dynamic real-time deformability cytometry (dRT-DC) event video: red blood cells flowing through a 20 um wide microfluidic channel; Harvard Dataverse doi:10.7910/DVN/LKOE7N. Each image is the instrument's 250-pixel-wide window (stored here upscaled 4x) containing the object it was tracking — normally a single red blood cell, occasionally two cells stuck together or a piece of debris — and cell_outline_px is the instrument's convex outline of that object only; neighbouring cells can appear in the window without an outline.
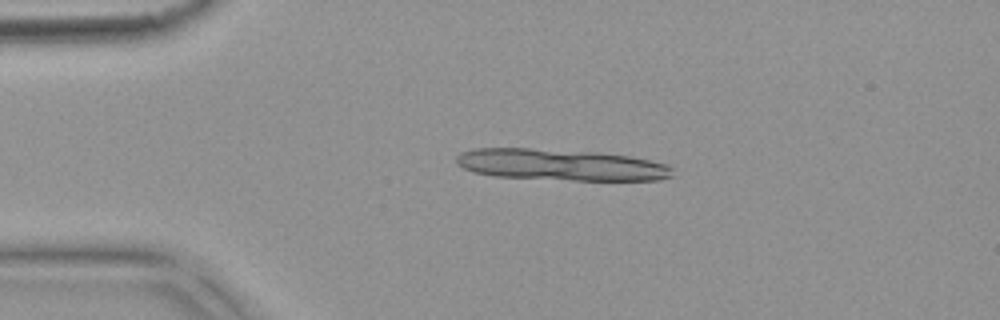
{"species": "common noctule bat (a hibernating species)", "species_latin": "Nyctalus noctula", "temperature_condition": "warm", "stored_images_in_passage": 6, "camera_frame_rate_fps": 3000, "um_per_image_px": 0.085, "animal": {"sex": "female", "body_mass_g": 18.4}, "frame": {"image": 1, "passage_image": 4, "time_ms": 1.0, "image_size_px": [1000, 320], "cell_outline_px": [[672, 176], [660, 180], [572, 180], [492, 176], [472, 172], [456, 164], [456, 156], [460, 152], [476, 148], [528, 148], [596, 152], [632, 156], [668, 164], [672, 168]], "centroid_in_image_um": [47.66, 14.0], "position_along_channel_um": 37.3, "area_um2": 39.77}}